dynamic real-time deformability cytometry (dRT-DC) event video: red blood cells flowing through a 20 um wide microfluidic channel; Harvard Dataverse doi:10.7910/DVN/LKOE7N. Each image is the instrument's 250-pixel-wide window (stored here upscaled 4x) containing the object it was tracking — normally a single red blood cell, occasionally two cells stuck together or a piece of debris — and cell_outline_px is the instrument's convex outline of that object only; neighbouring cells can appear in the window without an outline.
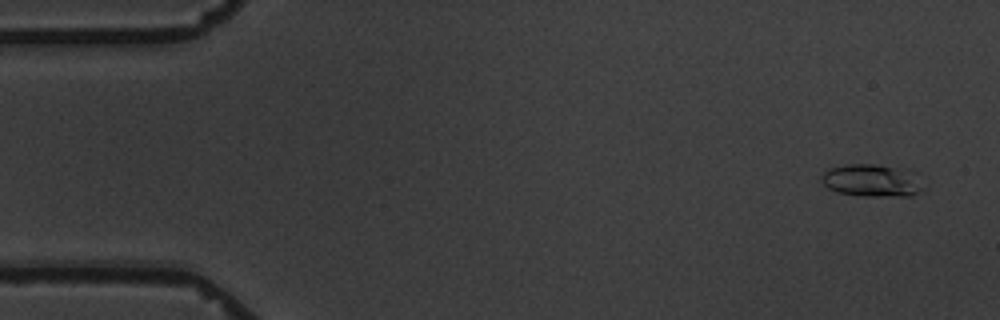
{"species": "common noctule bat (a hibernating species)", "species_latin": "Nyctalus noctula", "temperature_condition": "warm", "stored_images_in_passage": 5, "camera_frame_rate_fps": 3000, "um_per_image_px": 0.085, "animal": {"sex": "male", "body_mass_g": 19.5, "forearm_length_mm": 54.6}, "frame": {"image": 1, "passage_image": 1, "time_ms": 0.0, "image_size_px": [1000, 320], "cell_outline_px": [[920, 188], [912, 196], [864, 196], [836, 192], [828, 188], [820, 180], [820, 176], [828, 168], [848, 164], [876, 164], [908, 168], [912, 172]], "centroid_in_image_um": [74.01, 15.32], "position_along_channel_um": 11.0, "area_um2": 19.13}}